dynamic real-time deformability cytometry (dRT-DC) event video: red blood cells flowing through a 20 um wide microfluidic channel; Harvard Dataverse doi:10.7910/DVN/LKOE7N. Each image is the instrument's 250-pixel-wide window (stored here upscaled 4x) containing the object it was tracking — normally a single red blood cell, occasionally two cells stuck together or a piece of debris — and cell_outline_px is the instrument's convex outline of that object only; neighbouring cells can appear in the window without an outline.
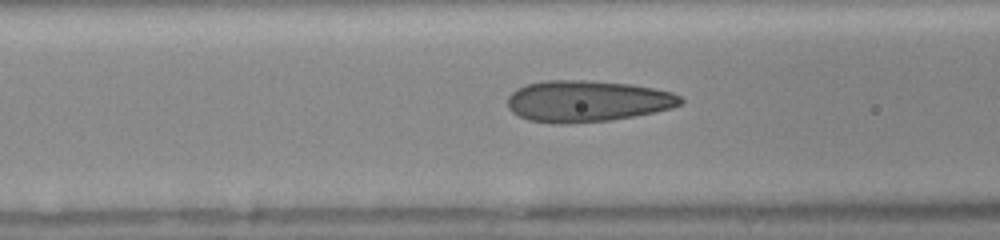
{"species": "human", "species_latin": "Homo sapiens", "temperature_condition": "room temperature", "stored_images_in_passage": 29, "camera_frame_rate_fps": 3000, "um_per_image_px": 0.085, "donor": {"sex": "female"}, "frame": {"image": 1, "passage_image": 9, "time_ms": 2.667, "image_size_px": [1000, 240], "cell_outline_px": [[684, 104], [672, 108], [612, 120], [564, 124], [556, 124], [528, 120], [512, 112], [508, 108], [508, 96], [516, 88], [528, 84], [548, 80], [584, 80], [632, 84], [672, 92], [680, 96], [684, 100]], "centroid_in_image_um": [49.91, 8.6], "position_along_channel_um": 116.7, "area_um2": 41.79}}
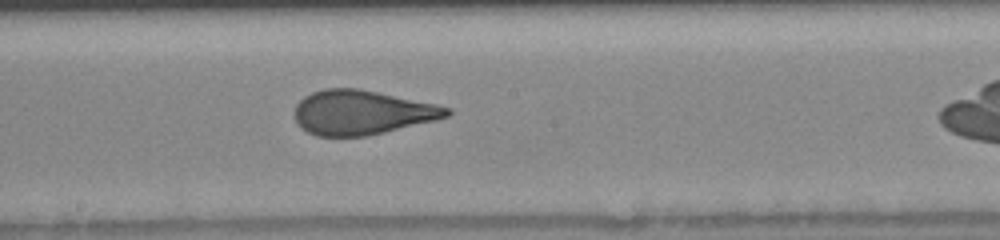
{"frame": {"image": 2, "passage_image": 16, "time_ms": 5.0, "image_size_px": [1000, 240], "cell_outline_px": [[452, 112], [448, 116], [436, 120], [384, 132], [364, 136], [316, 136], [300, 128], [292, 112], [296, 104], [304, 96], [312, 92], [324, 88], [360, 88], [436, 104], [452, 108]], "centroid_in_image_um": [30.73, 9.55], "position_along_channel_um": 217.5, "area_um2": 39.59}}
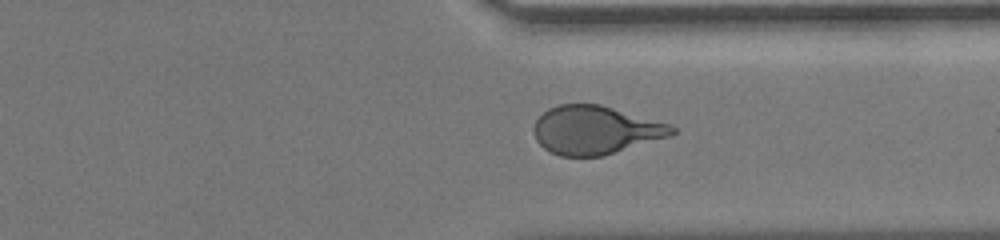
{"frame": {"image": 3, "passage_image": 26, "time_ms": 8.333, "image_size_px": [1000, 240], "cell_outline_px": [[676, 132], [672, 136], [600, 156], [560, 156], [548, 152], [536, 140], [532, 128], [536, 120], [548, 108], [560, 104], [600, 104], [668, 124], [676, 128]], "centroid_in_image_um": [50.57, 11.06], "position_along_channel_um": 360.8, "area_um2": 38.78}}